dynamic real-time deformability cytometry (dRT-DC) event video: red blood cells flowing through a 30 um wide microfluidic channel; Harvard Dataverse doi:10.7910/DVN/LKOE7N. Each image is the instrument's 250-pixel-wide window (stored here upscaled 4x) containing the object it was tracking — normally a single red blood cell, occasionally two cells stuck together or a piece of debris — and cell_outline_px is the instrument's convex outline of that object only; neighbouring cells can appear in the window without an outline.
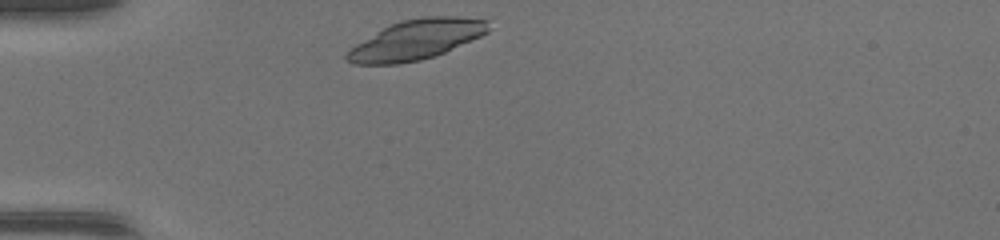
{"species": "common noctule bat (a hibernating species)", "species_latin": "Nyctalus noctula", "temperature_condition": "warm", "stored_images_in_passage": 29, "camera_frame_rate_fps": 3000, "um_per_image_px": 0.085, "animal": {"sex": "female", "body_mass_g": 17.0, "forearm_length_mm": 48.0}, "frame": {"image": 1, "passage_image": 1, "time_ms": 0.0, "image_size_px": [1000, 240], "cell_outline_px": [[488, 32], [480, 36], [444, 52], [420, 60], [396, 64], [352, 64], [344, 60], [344, 56], [356, 44], [384, 28], [400, 20], [424, 16], [456, 16], [488, 20]], "centroid_in_image_um": [35.36, 3.37], "position_along_channel_um": 49.6, "area_um2": 32.43}}